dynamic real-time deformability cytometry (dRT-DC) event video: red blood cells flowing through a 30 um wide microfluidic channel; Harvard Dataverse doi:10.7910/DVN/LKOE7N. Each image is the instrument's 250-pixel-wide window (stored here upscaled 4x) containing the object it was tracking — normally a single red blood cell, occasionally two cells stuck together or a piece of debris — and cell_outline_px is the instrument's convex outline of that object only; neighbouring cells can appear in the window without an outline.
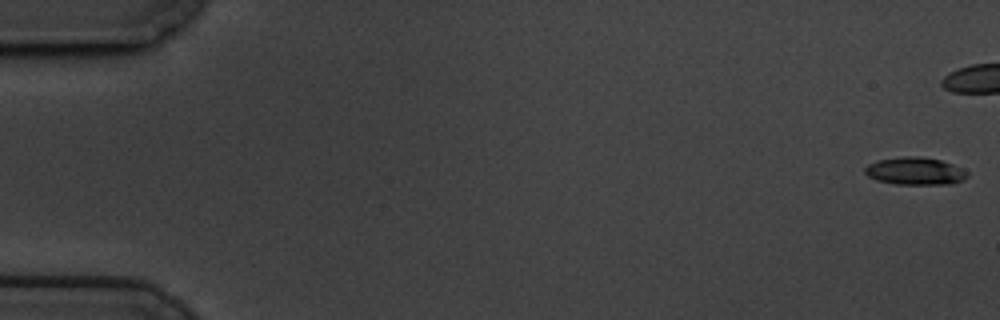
{"species": "common noctule bat (a hibernating species)", "species_latin": "Nyctalus noctula", "temperature_condition": "cold", "stored_images_in_passage": 48, "camera_frame_rate_fps": 3000, "um_per_image_px": 0.085, "animal": {"sex": "male", "body_mass_g": 19.5, "forearm_length_mm": 54.6}, "frame": {"image": 1, "passage_image": 1, "time_ms": 0.0, "image_size_px": [1000, 320], "cell_outline_px": [[968, 176], [964, 180], [952, 184], [896, 184], [876, 180], [868, 176], [864, 172], [864, 168], [868, 164], [876, 160], [900, 156], [920, 156], [940, 160], [952, 164], [968, 172]], "centroid_in_image_um": [77.76, 14.54], "position_along_channel_um": 7.2, "area_um2": 16.59}}
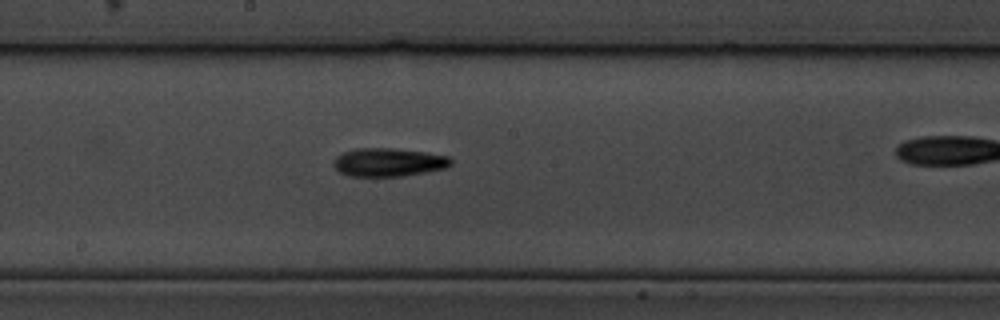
{"frame": {"image": 2, "passage_image": 32, "time_ms": 10.333, "image_size_px": [1000, 320], "cell_outline_px": [[452, 164], [444, 168], [424, 172], [400, 176], [348, 176], [340, 172], [332, 164], [336, 156], [352, 148], [392, 148], [424, 152], [448, 156], [452, 160]], "centroid_in_image_um": [32.98, 13.78], "position_along_channel_um": 215.2, "area_um2": 19.31}}
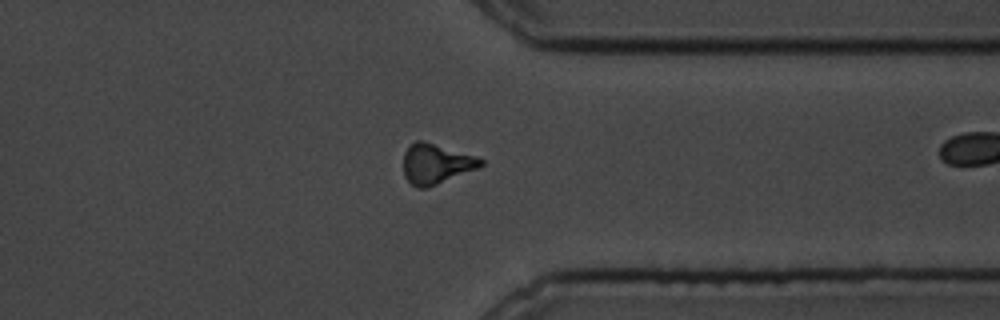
{"frame": {"image": 3, "passage_image": 46, "time_ms": 15.0, "image_size_px": [1000, 320], "cell_outline_px": [[484, 164], [480, 168], [428, 188], [416, 188], [404, 176], [404, 152], [416, 140], [420, 140], [476, 156], [484, 160]], "centroid_in_image_um": [37.09, 13.95], "position_along_channel_um": 374.3, "area_um2": 18.03}}